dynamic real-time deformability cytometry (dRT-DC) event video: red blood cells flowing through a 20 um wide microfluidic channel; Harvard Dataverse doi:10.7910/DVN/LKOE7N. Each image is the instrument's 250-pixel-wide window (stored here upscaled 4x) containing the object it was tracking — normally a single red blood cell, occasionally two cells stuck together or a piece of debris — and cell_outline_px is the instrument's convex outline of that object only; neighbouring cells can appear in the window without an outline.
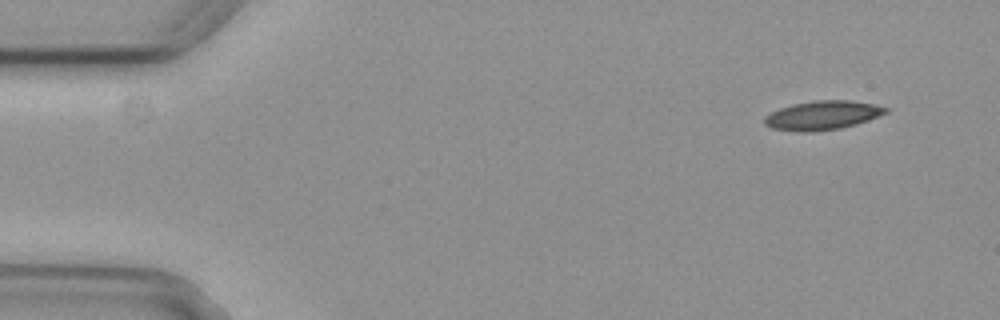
{"species": "common noctule bat (a hibernating species)", "species_latin": "Nyctalus noctula", "temperature_condition": "cold", "stored_images_in_passage": 4, "camera_frame_rate_fps": 3000, "um_per_image_px": 0.085, "animal": {"sex": "female", "body_mass_g": 29.2, "forearm_length_mm": 56.3}, "frame": {"image": 1, "passage_image": 1, "time_ms": 0.0, "image_size_px": [1000, 320], "cell_outline_px": [[888, 112], [868, 120], [856, 124], [840, 128], [812, 132], [804, 132], [772, 128], [764, 124], [764, 116], [780, 108], [792, 104], [816, 100], [848, 100], [872, 104], [888, 108]], "centroid_in_image_um": [69.89, 9.8], "position_along_channel_um": 15.1, "area_um2": 20.29}}
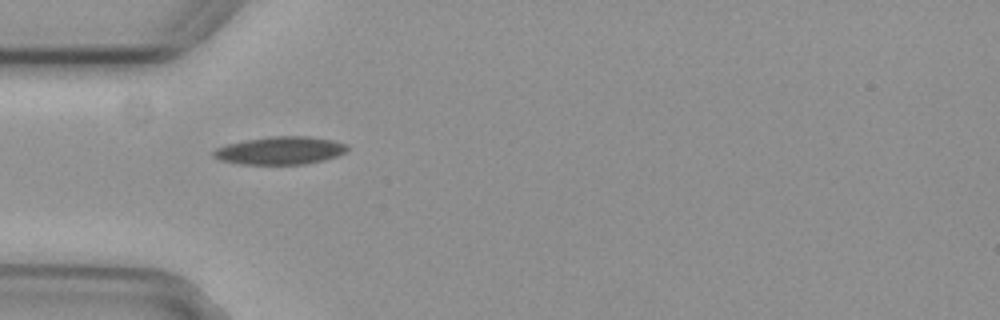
{"frame": {"image": 2, "passage_image": 3, "time_ms": 0.667, "image_size_px": [1000, 320], "cell_outline_px": [[348, 148], [344, 152], [336, 156], [304, 164], [240, 164], [220, 160], [212, 156], [212, 152], [216, 148], [228, 144], [244, 140], [268, 136], [308, 136], [332, 140], [348, 144]], "centroid_in_image_um": [23.78, 12.78], "position_along_channel_um": 61.2, "area_um2": 21.62}}
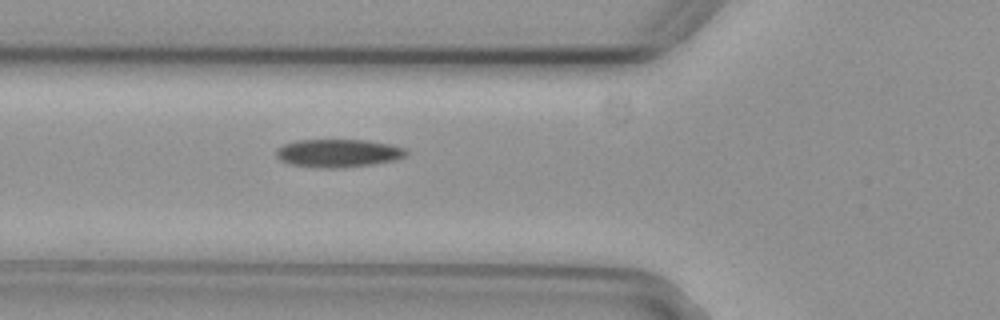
{"frame": {"image": 3, "passage_image": 4, "time_ms": 1.0, "image_size_px": [1000, 320], "cell_outline_px": [[408, 152], [404, 156], [396, 160], [372, 164], [336, 168], [320, 168], [292, 164], [280, 160], [276, 156], [276, 148], [284, 144], [296, 140], [368, 140], [392, 144], [404, 148]], "centroid_in_image_um": [28.75, 13.01], "position_along_channel_um": 97.1, "area_um2": 21.27}}